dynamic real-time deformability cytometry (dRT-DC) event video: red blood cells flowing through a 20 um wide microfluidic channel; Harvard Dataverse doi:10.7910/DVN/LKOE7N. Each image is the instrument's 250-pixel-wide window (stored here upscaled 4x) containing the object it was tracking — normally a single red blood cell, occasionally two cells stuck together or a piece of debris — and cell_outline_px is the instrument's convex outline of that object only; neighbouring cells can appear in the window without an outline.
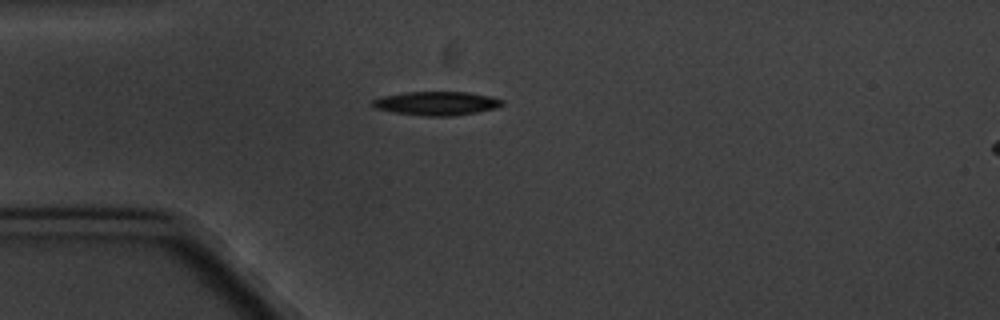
{"species": "common noctule bat (a hibernating species)", "species_latin": "Nyctalus noctula", "temperature_condition": "cold", "stored_images_in_passage": 7, "camera_frame_rate_fps": 3000, "um_per_image_px": 0.085, "animal": {"sex": "male", "body_mass_g": 20.1, "forearm_length_mm": 53.5}, "frame": {"image": 1, "passage_image": 1, "time_ms": 0.0, "image_size_px": [1000, 320], "cell_outline_px": [[504, 104], [496, 108], [476, 112], [452, 116], [424, 116], [392, 112], [376, 108], [372, 104], [372, 100], [380, 96], [404, 92], [468, 92], [488, 96], [504, 100]], "centroid_in_image_um": [37.09, 8.78], "position_along_channel_um": 47.9, "area_um2": 17.98}}
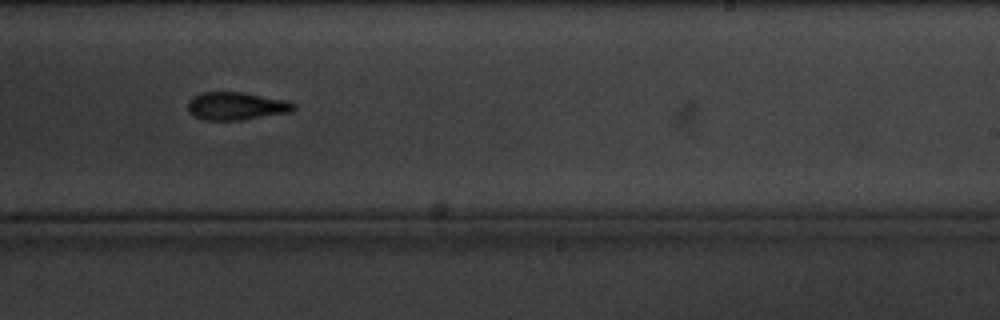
{"frame": {"image": 2, "passage_image": 7, "time_ms": 7.0, "image_size_px": [1000, 320], "cell_outline_px": [[296, 108], [292, 112], [240, 120], [204, 120], [188, 112], [188, 100], [192, 96], [200, 92], [240, 92], [288, 100], [296, 104]], "centroid_in_image_um": [20.09, 9.01], "position_along_channel_um": 268.9, "area_um2": 17.34}}